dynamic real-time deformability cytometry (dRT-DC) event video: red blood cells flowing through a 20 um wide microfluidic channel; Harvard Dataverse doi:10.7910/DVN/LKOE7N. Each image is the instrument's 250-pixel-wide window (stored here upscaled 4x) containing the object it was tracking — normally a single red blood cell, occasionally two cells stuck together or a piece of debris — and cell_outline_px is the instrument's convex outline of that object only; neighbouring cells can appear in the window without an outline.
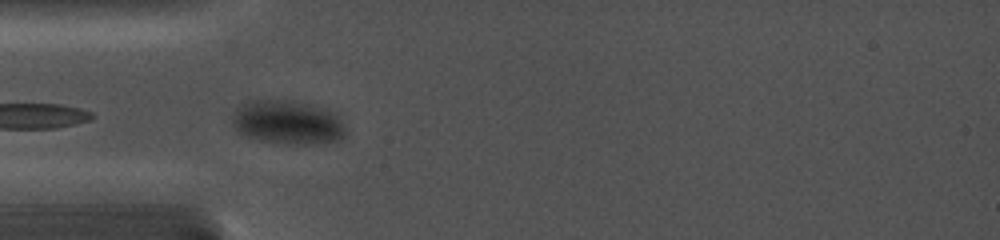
{"species": "common noctule bat (a hibernating species)", "species_latin": "Nyctalus noctula", "temperature_condition": "cold", "stored_images_in_passage": 16, "camera_frame_rate_fps": 5000, "um_per_image_px": 0.085, "animal": {"sex": "female", "body_mass_g": 19.0, "forearm_length_mm": 56.7}, "frame": {"image": 1, "passage_image": 1, "time_ms": 0.0, "image_size_px": [1000, 240], "cell_outline_px": [[344, 136], [340, 140], [308, 144], [288, 144], [264, 140], [248, 136], [240, 132], [236, 128], [232, 120], [236, 108], [252, 100], [292, 100], [312, 104], [332, 112], [340, 120], [344, 128]], "centroid_in_image_um": [24.46, 10.39], "position_along_channel_um": 60.5, "area_um2": 28.44}}
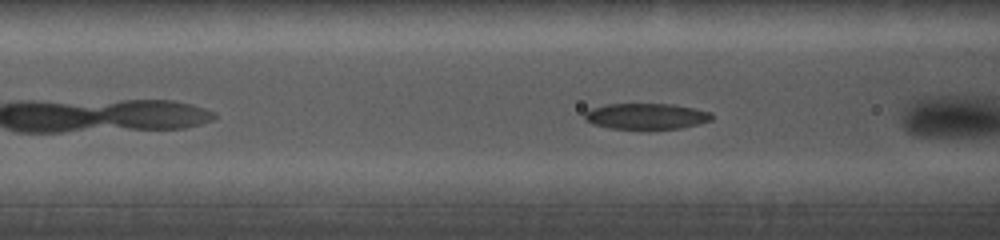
{"frame": {"image": 2, "passage_image": 3, "time_ms": 0.8, "image_size_px": [1000, 240], "cell_outline_px": [[712, 120], [680, 128], [648, 132], [608, 128], [592, 124], [584, 120], [584, 112], [592, 108], [604, 104], [672, 104], [696, 108], [712, 112]], "centroid_in_image_um": [54.9, 9.92], "position_along_channel_um": 111.7, "area_um2": 20.17}}
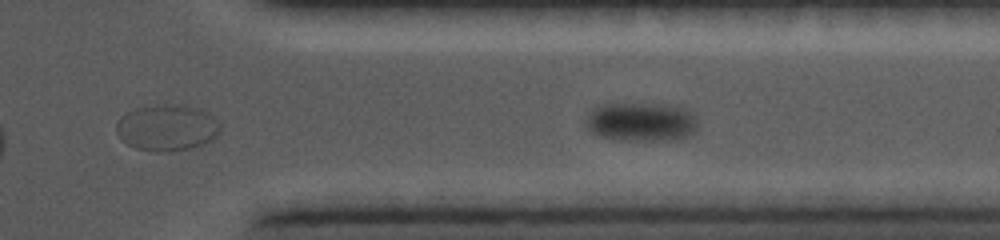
{"frame": {"image": 3, "passage_image": 16, "time_ms": 8.8, "image_size_px": [1000, 240], "cell_outline_px": [[696, 132], [688, 136], [664, 140], [628, 140], [600, 136], [592, 132], [588, 128], [588, 116], [596, 108], [604, 104], [668, 104], [684, 108], [692, 112], [696, 124]], "centroid_in_image_um": [54.56, 10.35], "position_along_channel_um": 356.8, "area_um2": 24.8}}